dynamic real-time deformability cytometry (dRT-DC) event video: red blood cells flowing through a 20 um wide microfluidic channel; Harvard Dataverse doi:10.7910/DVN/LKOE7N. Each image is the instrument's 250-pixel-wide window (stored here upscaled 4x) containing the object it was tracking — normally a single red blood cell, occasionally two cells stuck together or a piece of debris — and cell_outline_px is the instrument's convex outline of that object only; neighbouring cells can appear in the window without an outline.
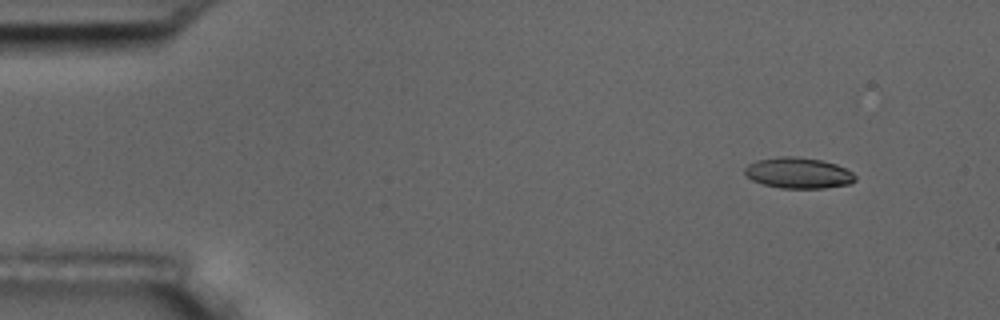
{"species": "common noctule bat (a hibernating species)", "species_latin": "Nyctalus noctula", "temperature_condition": "room temperature", "stored_images_in_passage": 6, "camera_frame_rate_fps": 3000, "um_per_image_px": 0.085, "animal": {"sex": "male", "body_mass_g": 17.5, "forearm_length_mm": 52.3}, "frame": {"image": 1, "passage_image": 2, "time_ms": 1.333, "image_size_px": [1000, 320], "cell_outline_px": [[856, 180], [848, 184], [824, 188], [780, 188], [764, 184], [752, 180], [744, 172], [744, 168], [748, 164], [756, 160], [780, 156], [788, 156], [820, 160], [836, 164], [852, 172], [856, 176]], "centroid_in_image_um": [67.84, 14.7], "position_along_channel_um": 17.2, "area_um2": 19.71}}
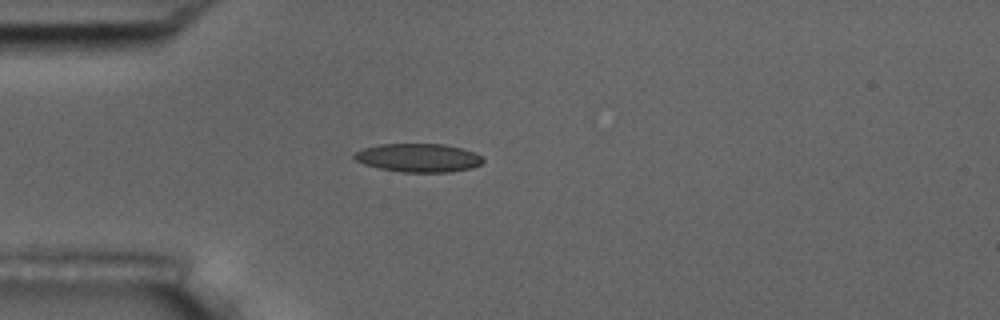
{"frame": {"image": 2, "passage_image": 5, "time_ms": 4.667, "image_size_px": [1000, 320], "cell_outline_px": [[484, 160], [480, 164], [472, 168], [448, 172], [404, 172], [380, 168], [364, 164], [356, 160], [352, 156], [356, 152], [364, 148], [380, 144], [444, 144], [460, 148], [472, 152], [480, 156]], "centroid_in_image_um": [35.55, 13.41], "position_along_channel_um": 49.5, "area_um2": 21.1}}